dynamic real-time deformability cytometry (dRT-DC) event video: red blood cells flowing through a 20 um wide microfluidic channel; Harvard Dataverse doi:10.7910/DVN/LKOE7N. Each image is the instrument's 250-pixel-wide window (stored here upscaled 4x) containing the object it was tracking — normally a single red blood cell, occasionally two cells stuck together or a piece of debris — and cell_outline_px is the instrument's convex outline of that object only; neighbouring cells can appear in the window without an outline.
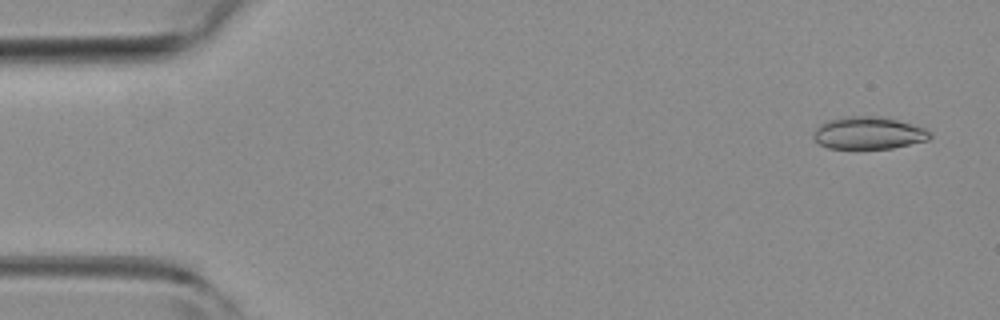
{"species": "common noctule bat (a hibernating species)", "species_latin": "Nyctalus noctula", "temperature_condition": "room temperature", "stored_images_in_passage": 52, "camera_frame_rate_fps": 3000, "um_per_image_px": 0.085, "animal": {"sex": "female", "body_mass_g": 19.3, "forearm_length_mm": 54.1}, "frame": {"image": 1, "passage_image": 3, "time_ms": 0.667, "image_size_px": [1000, 320], "cell_outline_px": [[932, 136], [928, 140], [892, 148], [828, 148], [820, 144], [812, 136], [816, 128], [820, 124], [828, 120], [844, 116], [880, 116], [912, 124], [924, 128], [932, 132]], "centroid_in_image_um": [73.83, 11.3], "position_along_channel_um": 11.2, "area_um2": 21.91}}
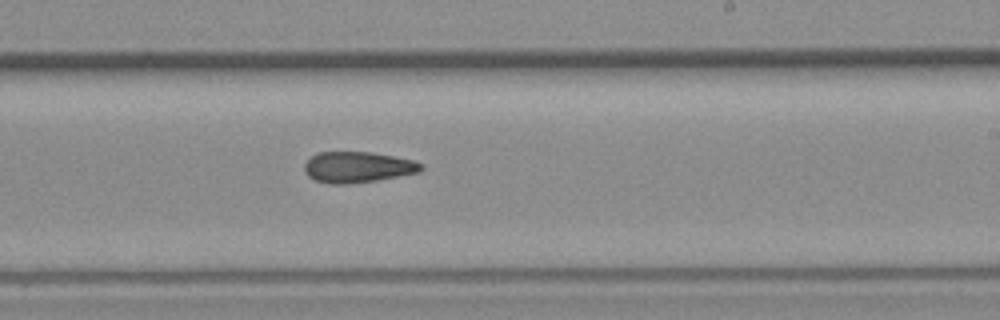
{"frame": {"image": 2, "passage_image": 31, "time_ms": 10.0, "image_size_px": [1000, 320], "cell_outline_px": [[424, 168], [420, 172], [376, 180], [348, 184], [328, 184], [316, 180], [308, 176], [304, 172], [304, 164], [312, 156], [320, 152], [368, 152], [392, 156], [412, 160], [420, 164]], "centroid_in_image_um": [30.37, 14.21], "position_along_channel_um": 258.6, "area_um2": 20.81}}
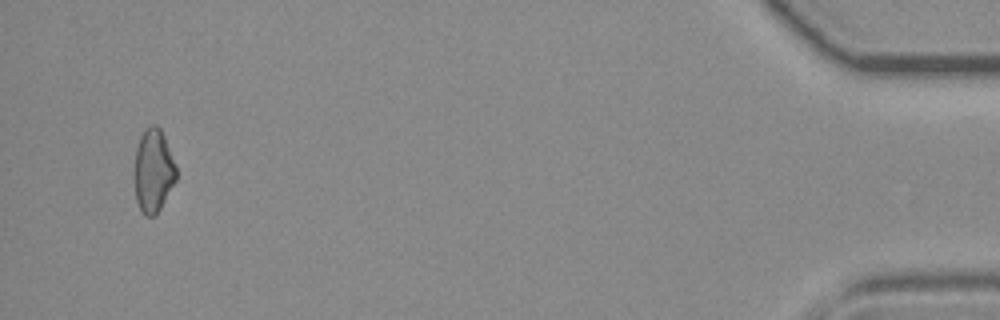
{"frame": {"image": 3, "passage_image": 50, "time_ms": 16.333, "image_size_px": [1000, 320], "cell_outline_px": [[176, 180], [156, 216], [144, 216], [140, 212], [136, 200], [132, 172], [136, 148], [140, 136], [144, 128], [152, 124], [156, 124], [160, 128], [164, 136], [176, 164]], "centroid_in_image_um": [12.99, 14.52], "position_along_channel_um": 422.2, "area_um2": 20.98}, "authors_computed_cell_mechanics": {"area_um2": 21.2993, "velocity_mm_per_s": 3.9625, "shape_relaxation_time_tau1_ms": null, "shape_relaxation_time_tau2_ms": 7.9459, "deformation_change_tau1": null, "deformation_change_tau2": 0.1711}}